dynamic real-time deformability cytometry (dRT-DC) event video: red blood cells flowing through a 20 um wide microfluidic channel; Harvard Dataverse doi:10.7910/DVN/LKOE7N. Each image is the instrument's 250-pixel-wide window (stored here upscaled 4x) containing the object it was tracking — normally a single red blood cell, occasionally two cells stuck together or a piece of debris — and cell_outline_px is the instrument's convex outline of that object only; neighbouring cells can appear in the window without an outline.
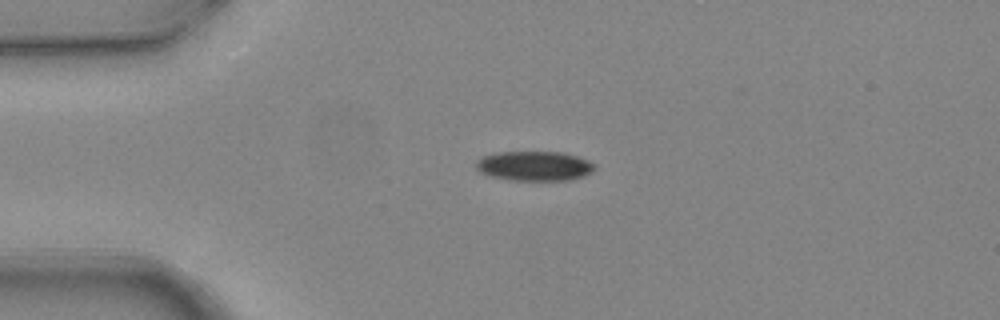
{"species": "common noctule bat (a hibernating species)", "species_latin": "Nyctalus noctula", "temperature_condition": "warm", "stored_images_in_passage": 4, "camera_frame_rate_fps": 3000, "um_per_image_px": 0.085, "animal": {"sex": "female", "body_mass_g": 24.6, "forearm_length_mm": 56.2}, "frame": {"image": 1, "passage_image": 3, "time_ms": 0.667, "image_size_px": [1000, 320], "cell_outline_px": [[596, 168], [592, 172], [584, 176], [568, 180], [508, 180], [492, 176], [480, 172], [476, 168], [476, 160], [484, 156], [500, 152], [564, 152], [588, 160], [596, 164]], "centroid_in_image_um": [45.45, 14.11], "position_along_channel_um": 39.5, "area_um2": 20.52}}